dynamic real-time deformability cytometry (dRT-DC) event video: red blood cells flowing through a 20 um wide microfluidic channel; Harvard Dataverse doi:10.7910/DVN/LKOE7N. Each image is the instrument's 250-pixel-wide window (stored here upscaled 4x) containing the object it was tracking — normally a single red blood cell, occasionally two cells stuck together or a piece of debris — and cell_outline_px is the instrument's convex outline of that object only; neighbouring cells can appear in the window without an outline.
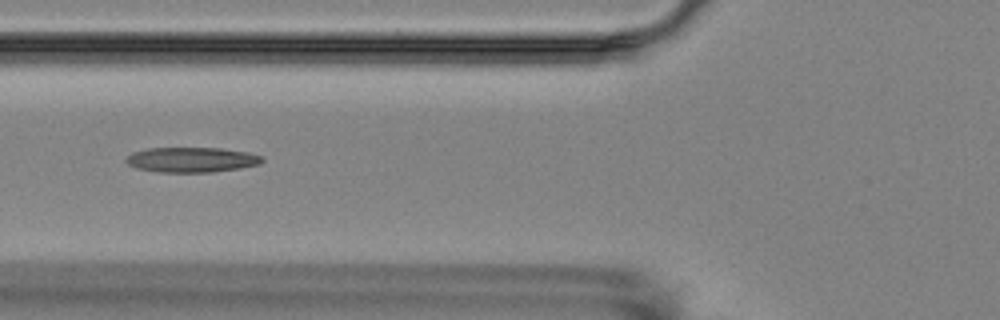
{"species": "Egyptian fruit bat (a non-hibernating species)", "species_latin": "Rousettus aegyptiacus", "temperature_condition": "room temperature", "stored_images_in_passage": 7, "camera_frame_rate_fps": 3000, "um_per_image_px": 0.085, "animal": {"sex": "female"}, "frame": {"image": 1, "passage_image": 6, "time_ms": 6.667, "image_size_px": [1000, 320], "cell_outline_px": [[264, 160], [260, 164], [240, 168], [212, 172], [160, 172], [136, 168], [128, 164], [124, 160], [132, 152], [148, 148], [220, 148], [248, 152], [260, 156]], "centroid_in_image_um": [16.27, 13.57], "position_along_channel_um": 109.5, "area_um2": 19.83}}
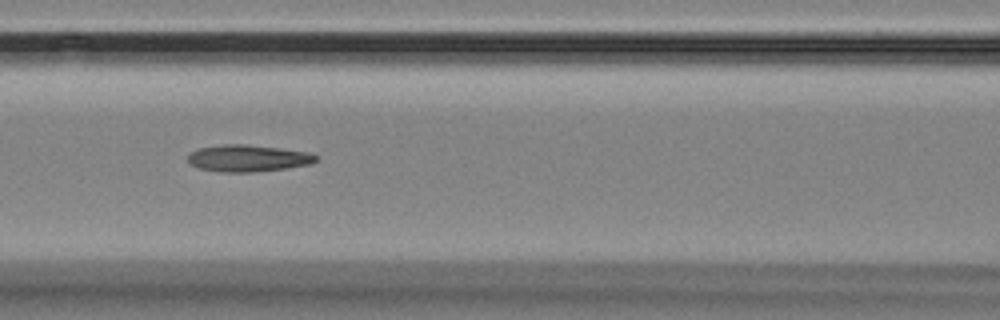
{"frame": {"image": 2, "passage_image": 7, "time_ms": 7.667, "image_size_px": [1000, 320], "cell_outline_px": [[320, 160], [312, 164], [284, 168], [252, 172], [220, 172], [200, 168], [192, 164], [188, 160], [188, 156], [192, 152], [200, 148], [224, 144], [244, 144], [280, 148], [308, 152], [320, 156]], "centroid_in_image_um": [21.15, 13.45], "position_along_channel_um": 145.4, "area_um2": 19.94}}